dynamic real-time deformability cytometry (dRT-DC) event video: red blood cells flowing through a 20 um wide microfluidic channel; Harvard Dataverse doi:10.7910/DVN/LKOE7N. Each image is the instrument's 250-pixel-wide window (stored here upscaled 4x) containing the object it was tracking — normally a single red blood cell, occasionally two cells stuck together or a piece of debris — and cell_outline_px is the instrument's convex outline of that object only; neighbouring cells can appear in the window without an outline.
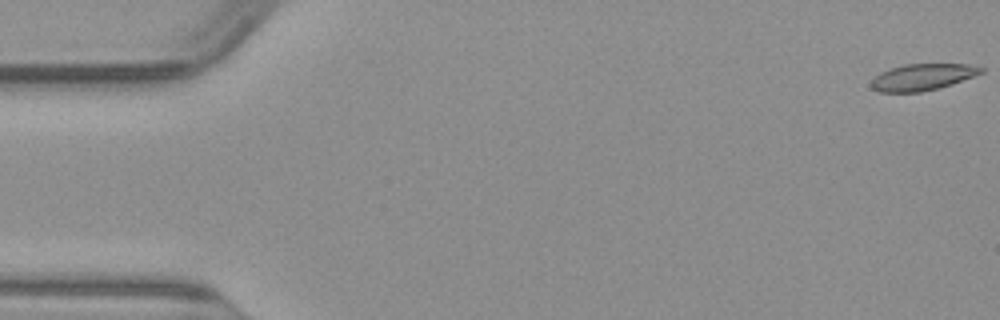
{"species": "common noctule bat (a hibernating species)", "species_latin": "Nyctalus noctula", "temperature_condition": "warm", "stored_images_in_passage": 50, "camera_frame_rate_fps": 3000, "um_per_image_px": 0.085, "animal": {"sex": "male", "body_mass_g": 23.1, "forearm_length_mm": 52.7}, "frame": {"image": 1, "passage_image": 1, "time_ms": 0.0, "image_size_px": [1000, 320], "cell_outline_px": [[984, 72], [952, 84], [920, 92], [880, 92], [872, 88], [872, 80], [880, 72], [904, 64], [968, 64], [984, 68]], "centroid_in_image_um": [78.42, 6.54], "position_along_channel_um": 6.6, "area_um2": 16.76}}
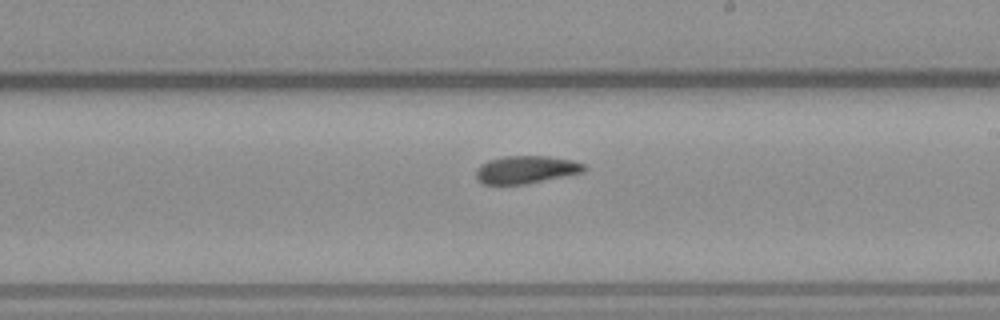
{"frame": {"image": 2, "passage_image": 29, "time_ms": 9.333, "image_size_px": [1000, 320], "cell_outline_px": [[588, 168], [584, 172], [524, 184], [484, 184], [476, 180], [476, 168], [480, 164], [488, 160], [504, 156], [548, 156], [572, 160], [584, 164]], "centroid_in_image_um": [44.69, 14.41], "position_along_channel_um": 244.3, "area_um2": 17.51}}
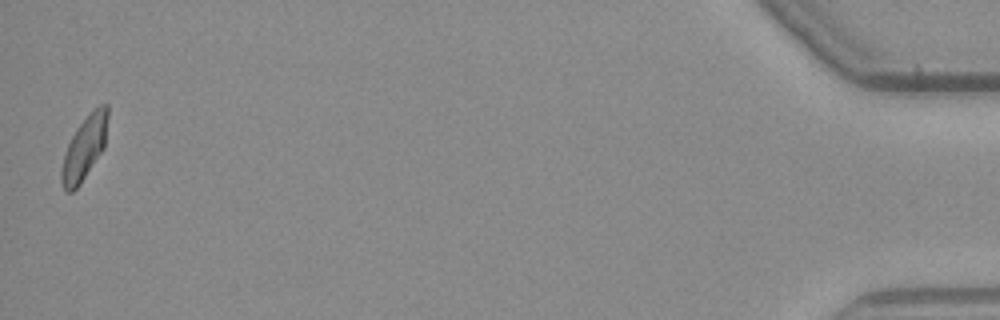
{"frame": {"image": 3, "passage_image": 50, "time_ms": 16.333, "image_size_px": [1000, 320], "cell_outline_px": [[108, 116], [104, 148], [80, 184], [72, 192], [64, 192], [60, 180], [60, 172], [64, 156], [68, 144], [76, 128], [100, 104], [108, 104]], "centroid_in_image_um": [7.16, 12.62], "position_along_channel_um": 428.0, "area_um2": 16.88}}